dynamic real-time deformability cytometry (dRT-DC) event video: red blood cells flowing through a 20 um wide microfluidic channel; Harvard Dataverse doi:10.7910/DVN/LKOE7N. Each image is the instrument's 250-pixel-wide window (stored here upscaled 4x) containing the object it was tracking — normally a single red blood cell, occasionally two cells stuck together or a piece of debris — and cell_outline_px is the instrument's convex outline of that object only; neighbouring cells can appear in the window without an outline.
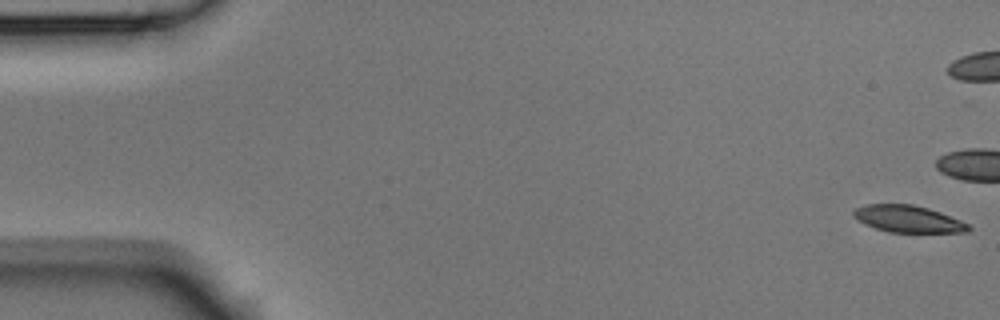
{"species": "Egyptian fruit bat (a non-hibernating species)", "species_latin": "Rousettus aegyptiacus", "temperature_condition": "room temperature", "stored_images_in_passage": 7, "camera_frame_rate_fps": 3000, "um_per_image_px": 0.085, "animal": {"sex": "male"}, "frame": {"image": 1, "passage_image": 1, "time_ms": 0.0, "image_size_px": [1000, 320], "cell_outline_px": [[972, 228], [968, 232], [892, 232], [876, 228], [864, 224], [856, 220], [852, 216], [852, 212], [856, 208], [864, 204], [912, 204], [928, 208], [940, 212], [960, 220], [968, 224]], "centroid_in_image_um": [77.16, 18.6], "position_along_channel_um": 7.8, "area_um2": 18.03}}